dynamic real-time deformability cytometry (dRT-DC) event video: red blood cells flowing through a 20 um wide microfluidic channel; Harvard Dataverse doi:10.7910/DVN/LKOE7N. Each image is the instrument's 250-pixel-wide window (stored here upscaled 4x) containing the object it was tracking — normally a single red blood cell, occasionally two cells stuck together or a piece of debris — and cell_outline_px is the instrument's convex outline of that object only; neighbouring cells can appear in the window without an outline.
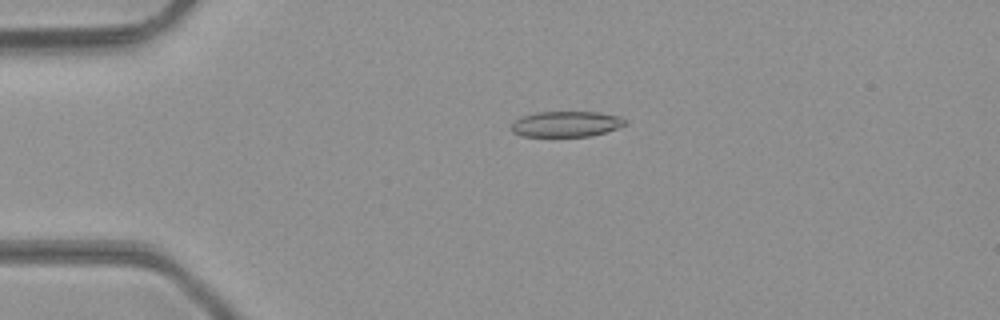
{"species": "common noctule bat (a hibernating species)", "species_latin": "Nyctalus noctula", "temperature_condition": "room temperature", "stored_images_in_passage": 32, "camera_frame_rate_fps": 3000, "um_per_image_px": 0.085, "animal": {"sex": "male", "body_mass_g": 23.1, "forearm_length_mm": 52.7}, "frame": {"image": 1, "passage_image": 1, "time_ms": 0.0, "image_size_px": [1000, 320], "cell_outline_px": [[628, 124], [592, 136], [520, 136], [512, 132], [512, 124], [516, 120], [524, 116], [536, 112], [596, 112], [620, 116]], "centroid_in_image_um": [48.13, 10.54], "position_along_channel_um": 36.9, "area_um2": 16.82}}
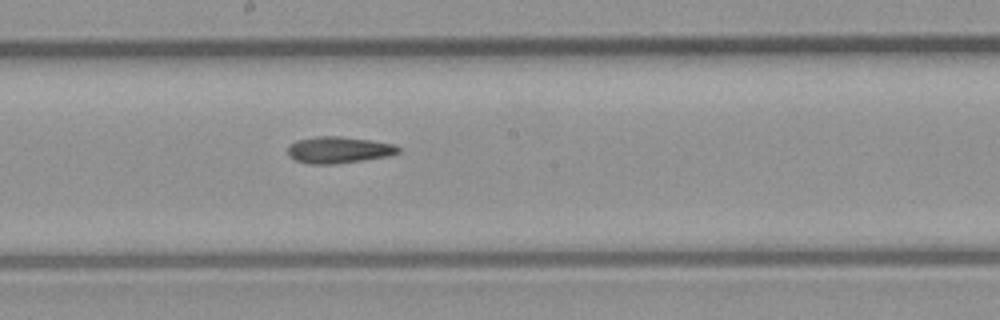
{"frame": {"image": 2, "passage_image": 16, "time_ms": 5.0, "image_size_px": [1000, 320], "cell_outline_px": [[400, 152], [388, 156], [332, 164], [312, 164], [296, 160], [288, 156], [288, 144], [296, 140], [316, 136], [340, 136], [396, 144], [400, 148]], "centroid_in_image_um": [28.76, 12.73], "position_along_channel_um": 219.4, "area_um2": 17.05}}
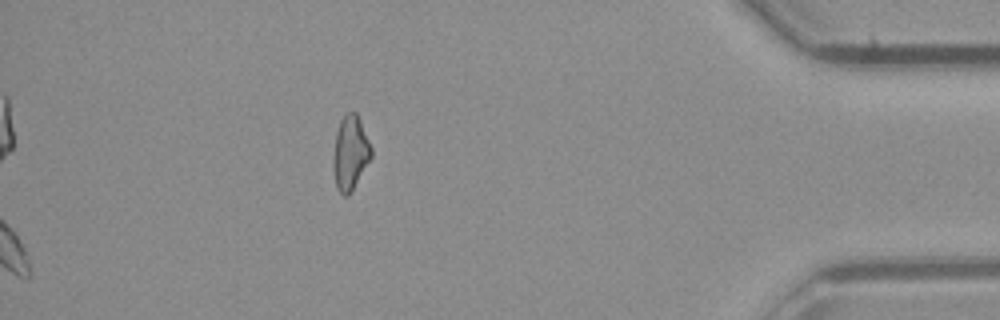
{"frame": {"image": 3, "passage_image": 32, "time_ms": 10.333, "image_size_px": [1000, 320], "cell_outline_px": [[372, 156], [352, 192], [348, 196], [344, 196], [336, 188], [336, 132], [340, 120], [348, 112], [356, 112], [360, 120], [372, 148]], "centroid_in_image_um": [29.84, 12.99], "position_along_channel_um": 405.4, "area_um2": 15.72}, "authors_computed_cell_mechanics": {"area_um2": 16.8776, "velocity_mm_per_s": 4.3953, "shape_relaxation_time_tau1_ms": null, "shape_relaxation_time_tau2_ms": 5.1857, "deformation_change_tau1": null, "deformation_change_tau2": 0.1481}}